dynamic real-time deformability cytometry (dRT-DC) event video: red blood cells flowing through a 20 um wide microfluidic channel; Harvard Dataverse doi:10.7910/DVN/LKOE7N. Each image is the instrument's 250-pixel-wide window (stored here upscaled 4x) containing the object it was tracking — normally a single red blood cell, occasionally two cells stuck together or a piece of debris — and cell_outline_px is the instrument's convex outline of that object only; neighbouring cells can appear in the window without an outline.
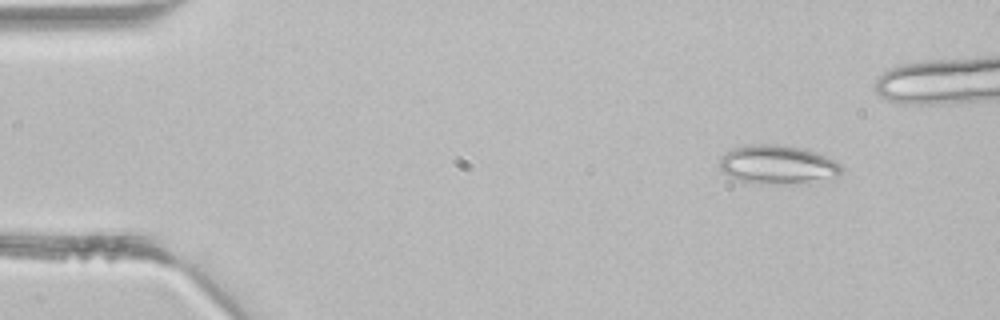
{"species": "common noctule bat (a hibernating species)", "species_latin": "Nyctalus noctula", "temperature_condition": "room temperature", "stored_images_in_passage": 34, "camera_frame_rate_fps": 3000, "um_per_image_px": 0.085, "animal": {"sex": "male", "body_mass_g": 21.5, "forearm_length_mm": 52.0}, "frame": {"image": 1, "passage_image": 1, "time_ms": 0.0, "image_size_px": [1000, 320], "cell_outline_px": [[844, 168], [836, 176], [808, 184], [760, 184], [740, 180], [728, 176], [720, 168], [720, 156], [724, 152], [736, 148], [752, 144], [776, 144], [808, 148], [820, 152], [840, 164]], "centroid_in_image_um": [66.14, 14.0], "position_along_channel_um": 18.9, "area_um2": 28.15}}
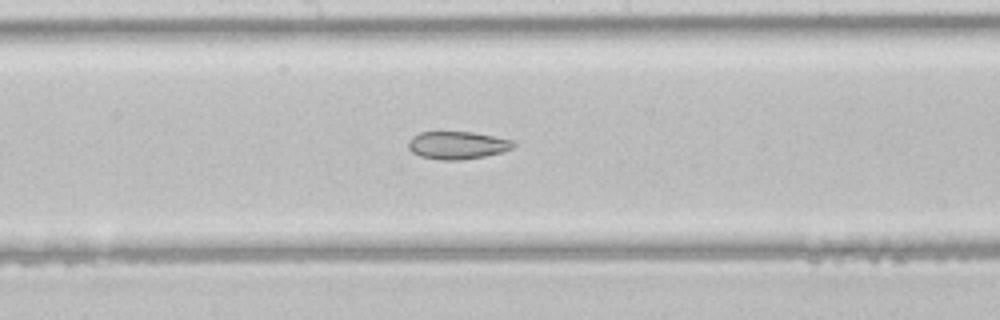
{"frame": {"image": 2, "passage_image": 19, "time_ms": 6.0, "image_size_px": [1000, 320], "cell_outline_px": [[516, 144], [512, 148], [500, 152], [484, 156], [460, 160], [440, 160], [420, 156], [412, 152], [408, 148], [408, 140], [412, 136], [420, 132], [472, 132], [512, 140]], "centroid_in_image_um": [38.83, 12.34], "position_along_channel_um": 209.4, "area_um2": 16.88}}
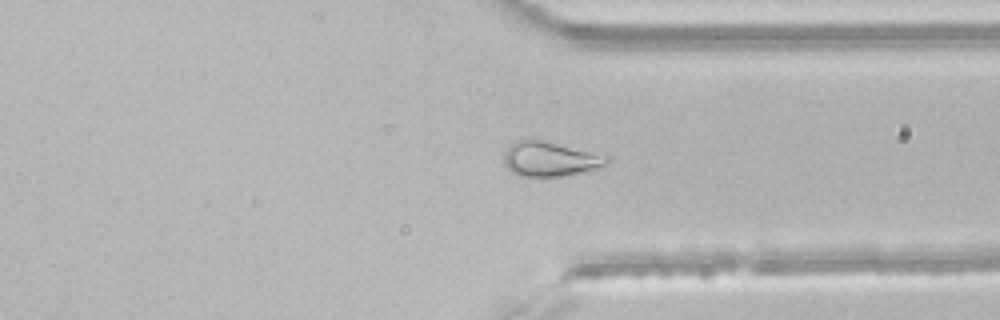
{"frame": {"image": 3, "passage_image": 29, "time_ms": 9.333, "image_size_px": [1000, 320], "cell_outline_px": [[612, 160], [608, 164], [584, 172], [564, 176], [540, 180], [520, 176], [512, 172], [504, 164], [504, 152], [520, 136], [532, 136], [608, 156]], "centroid_in_image_um": [46.71, 13.51], "position_along_channel_um": 364.7, "area_um2": 22.14}}